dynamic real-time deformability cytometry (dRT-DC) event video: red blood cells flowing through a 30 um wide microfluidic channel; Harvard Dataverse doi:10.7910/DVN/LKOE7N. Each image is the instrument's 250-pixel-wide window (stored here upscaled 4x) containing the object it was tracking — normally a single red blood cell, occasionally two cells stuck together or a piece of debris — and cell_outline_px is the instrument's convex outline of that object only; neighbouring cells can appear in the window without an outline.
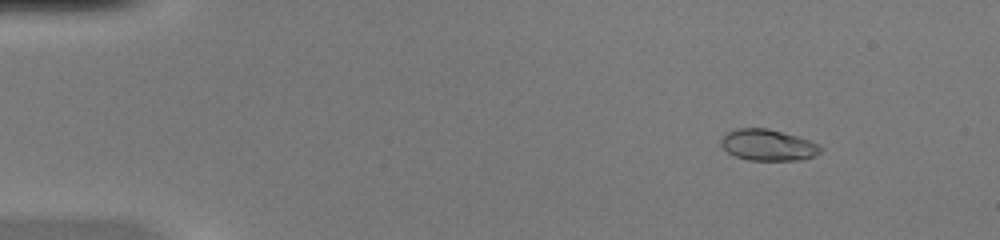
{"species": "common noctule bat (a hibernating species)", "species_latin": "Nyctalus noctula", "temperature_condition": "warm", "stored_images_in_passage": 51, "camera_frame_rate_fps": 3000, "um_per_image_px": 0.085, "animal": {"sex": "female", "body_mass_g": 20.0, "forearm_length_mm": 54.0}, "frame": {"image": 1, "passage_image": 7, "time_ms": 2.0, "image_size_px": [1000, 240], "cell_outline_px": [[824, 148], [820, 152], [812, 156], [800, 160], [748, 160], [736, 156], [728, 152], [720, 144], [720, 140], [728, 132], [740, 128], [768, 128], [796, 136], [820, 144]], "centroid_in_image_um": [65.29, 12.33], "position_along_channel_um": 19.7, "area_um2": 17.98}}
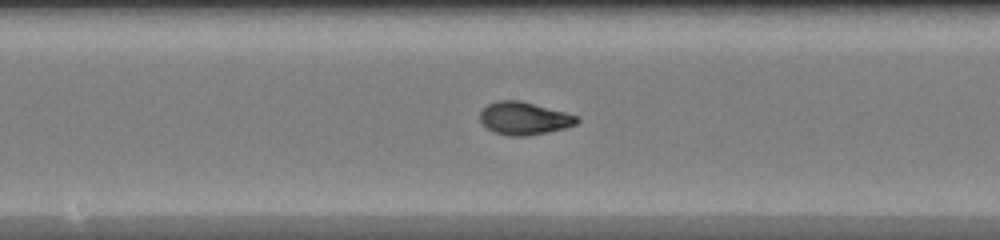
{"frame": {"image": 2, "passage_image": 28, "time_ms": 9.0, "image_size_px": [1000, 240], "cell_outline_px": [[580, 120], [576, 124], [564, 128], [548, 132], [528, 136], [508, 136], [496, 132], [488, 128], [480, 120], [480, 112], [488, 104], [496, 100], [520, 100], [580, 116]], "centroid_in_image_um": [44.57, 10.05], "position_along_channel_um": 203.6, "area_um2": 18.5}}
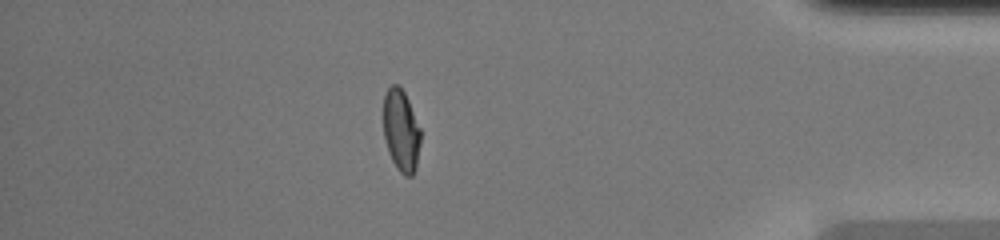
{"frame": {"image": 3, "passage_image": 45, "time_ms": 14.667, "image_size_px": [1000, 240], "cell_outline_px": [[420, 144], [416, 168], [412, 176], [404, 176], [396, 168], [388, 152], [384, 136], [384, 96], [388, 88], [392, 84], [400, 84], [408, 100], [420, 128]], "centroid_in_image_um": [34.09, 11.11], "position_along_channel_um": 401.1, "area_um2": 17.8}, "authors_computed_cell_mechanics": {"area_um2": 18.1492, "velocity_mm_per_s": 4.1277, "shape_relaxation_time_tau1_ms": 5.2367, "shape_relaxation_time_tau2_ms": null, "deformation_change_tau1": 0.2177, "deformation_change_tau2": null}}